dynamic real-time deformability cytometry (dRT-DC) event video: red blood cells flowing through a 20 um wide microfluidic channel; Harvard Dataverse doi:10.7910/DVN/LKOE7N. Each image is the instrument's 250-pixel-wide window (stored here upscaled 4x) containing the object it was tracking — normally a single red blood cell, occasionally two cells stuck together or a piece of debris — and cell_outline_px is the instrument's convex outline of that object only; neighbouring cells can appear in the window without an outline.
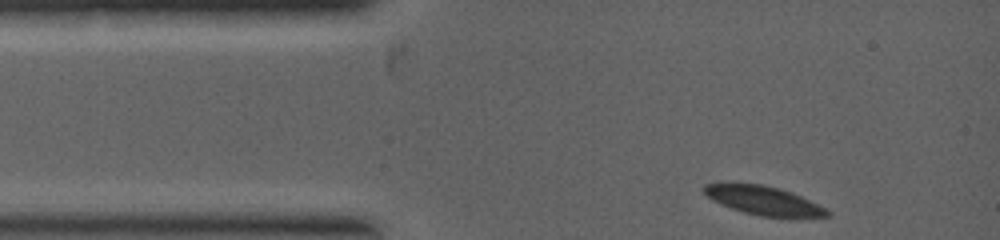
{"species": "common noctule bat (a hibernating species)", "species_latin": "Nyctalus noctula", "temperature_condition": "warm", "stored_images_in_passage": 8, "camera_frame_rate_fps": 5000, "um_per_image_px": 0.085, "animal": {"sex": "female", "body_mass_g": 19.0, "forearm_length_mm": 53.3}, "frame": {"image": 1, "passage_image": 1, "time_ms": 0.0, "image_size_px": [1000, 240], "cell_outline_px": [[832, 216], [760, 216], [744, 212], [720, 204], [712, 200], [700, 188], [704, 184], [720, 180], [760, 184], [792, 192], [824, 208]], "centroid_in_image_um": [64.71, 16.97], "position_along_channel_um": 20.3, "area_um2": 20.69}}
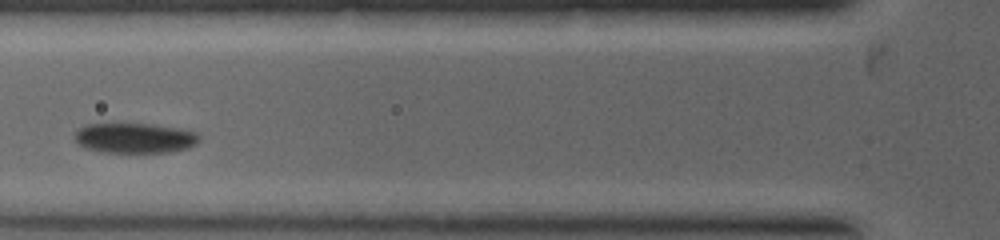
{"frame": {"image": 2, "passage_image": 5, "time_ms": 2.0, "image_size_px": [1000, 240], "cell_outline_px": [[200, 140], [196, 144], [188, 148], [168, 152], [104, 152], [88, 148], [80, 144], [76, 140], [76, 132], [84, 124], [152, 124], [176, 128], [196, 132], [200, 136]], "centroid_in_image_um": [11.5, 11.73], "position_along_channel_um": 114.3, "area_um2": 21.56}}
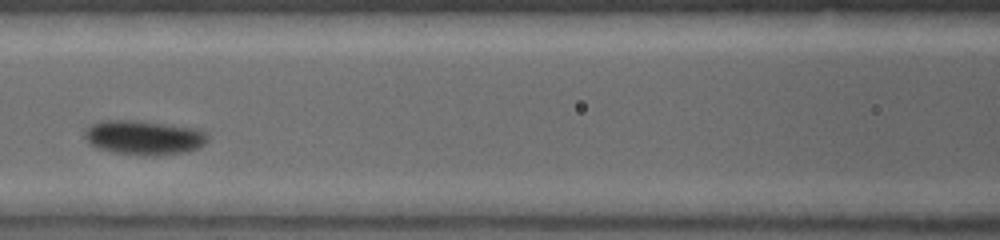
{"frame": {"image": 3, "passage_image": 7, "time_ms": 2.6, "image_size_px": [1000, 240], "cell_outline_px": [[208, 140], [200, 148], [184, 152], [156, 156], [144, 156], [112, 152], [96, 148], [88, 144], [84, 136], [84, 128], [88, 124], [100, 120], [140, 120], [196, 128], [204, 132], [208, 136]], "centroid_in_image_um": [12.17, 11.69], "position_along_channel_um": 154.4, "area_um2": 25.32}}